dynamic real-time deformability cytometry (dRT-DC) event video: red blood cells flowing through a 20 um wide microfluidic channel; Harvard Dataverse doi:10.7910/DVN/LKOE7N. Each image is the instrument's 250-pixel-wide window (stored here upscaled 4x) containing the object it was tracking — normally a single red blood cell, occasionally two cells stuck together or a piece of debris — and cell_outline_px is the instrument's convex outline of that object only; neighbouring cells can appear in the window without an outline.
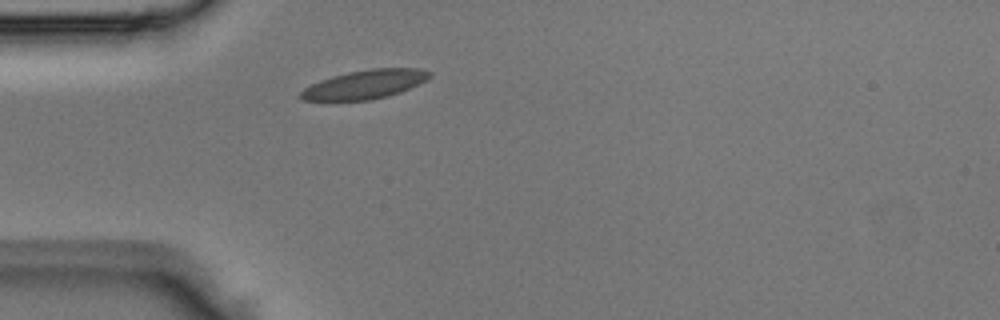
{"species": "Egyptian fruit bat (a non-hibernating species)", "species_latin": "Rousettus aegyptiacus", "temperature_condition": "room temperature", "stored_images_in_passage": 1, "camera_frame_rate_fps": 3000, "um_per_image_px": 0.085, "animal": {"sex": "male"}, "frame": {"image": 1, "passage_image": 1, "time_ms": 0.0, "image_size_px": [1000, 320], "cell_outline_px": [[432, 76], [400, 92], [388, 96], [368, 100], [300, 100], [300, 92], [304, 88], [320, 80], [332, 76], [348, 72], [368, 68], [416, 68], [432, 72]], "centroid_in_image_um": [30.99, 7.16], "position_along_channel_um": 54.0, "area_um2": 21.44}}